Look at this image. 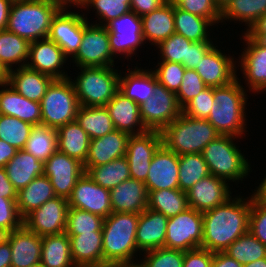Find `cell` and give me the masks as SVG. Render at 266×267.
<instances>
[{"label": "cell", "mask_w": 266, "mask_h": 267, "mask_svg": "<svg viewBox=\"0 0 266 267\" xmlns=\"http://www.w3.org/2000/svg\"><path fill=\"white\" fill-rule=\"evenodd\" d=\"M248 199L229 198L225 203L202 213L203 239L200 248L213 253L223 252L249 231L251 198Z\"/></svg>", "instance_id": "cell-1"}, {"label": "cell", "mask_w": 266, "mask_h": 267, "mask_svg": "<svg viewBox=\"0 0 266 267\" xmlns=\"http://www.w3.org/2000/svg\"><path fill=\"white\" fill-rule=\"evenodd\" d=\"M138 213L112 212L102 227L103 267L134 264Z\"/></svg>", "instance_id": "cell-2"}, {"label": "cell", "mask_w": 266, "mask_h": 267, "mask_svg": "<svg viewBox=\"0 0 266 267\" xmlns=\"http://www.w3.org/2000/svg\"><path fill=\"white\" fill-rule=\"evenodd\" d=\"M237 79L225 86L214 87V101L207 120L220 135L238 137L245 131L248 98Z\"/></svg>", "instance_id": "cell-3"}, {"label": "cell", "mask_w": 266, "mask_h": 267, "mask_svg": "<svg viewBox=\"0 0 266 267\" xmlns=\"http://www.w3.org/2000/svg\"><path fill=\"white\" fill-rule=\"evenodd\" d=\"M61 8L48 0H22L12 3L7 28L29 43L48 37L53 17Z\"/></svg>", "instance_id": "cell-4"}, {"label": "cell", "mask_w": 266, "mask_h": 267, "mask_svg": "<svg viewBox=\"0 0 266 267\" xmlns=\"http://www.w3.org/2000/svg\"><path fill=\"white\" fill-rule=\"evenodd\" d=\"M162 144L177 155L202 153L206 145L220 133L206 119L181 113L162 131Z\"/></svg>", "instance_id": "cell-5"}, {"label": "cell", "mask_w": 266, "mask_h": 267, "mask_svg": "<svg viewBox=\"0 0 266 267\" xmlns=\"http://www.w3.org/2000/svg\"><path fill=\"white\" fill-rule=\"evenodd\" d=\"M111 67H80L71 81L80 106H105L119 91V73Z\"/></svg>", "instance_id": "cell-6"}, {"label": "cell", "mask_w": 266, "mask_h": 267, "mask_svg": "<svg viewBox=\"0 0 266 267\" xmlns=\"http://www.w3.org/2000/svg\"><path fill=\"white\" fill-rule=\"evenodd\" d=\"M235 136L220 135L209 142L202 155L209 173L223 180H243L251 170L248 160L234 144Z\"/></svg>", "instance_id": "cell-7"}, {"label": "cell", "mask_w": 266, "mask_h": 267, "mask_svg": "<svg viewBox=\"0 0 266 267\" xmlns=\"http://www.w3.org/2000/svg\"><path fill=\"white\" fill-rule=\"evenodd\" d=\"M79 106L70 77L54 79L40 101L41 124L58 129L75 121Z\"/></svg>", "instance_id": "cell-8"}, {"label": "cell", "mask_w": 266, "mask_h": 267, "mask_svg": "<svg viewBox=\"0 0 266 267\" xmlns=\"http://www.w3.org/2000/svg\"><path fill=\"white\" fill-rule=\"evenodd\" d=\"M203 239V214L188 207L170 217L167 222L164 248L181 251L201 247Z\"/></svg>", "instance_id": "cell-9"}, {"label": "cell", "mask_w": 266, "mask_h": 267, "mask_svg": "<svg viewBox=\"0 0 266 267\" xmlns=\"http://www.w3.org/2000/svg\"><path fill=\"white\" fill-rule=\"evenodd\" d=\"M113 56L107 28L87 23L82 42L73 56L77 67H111L114 66Z\"/></svg>", "instance_id": "cell-10"}, {"label": "cell", "mask_w": 266, "mask_h": 267, "mask_svg": "<svg viewBox=\"0 0 266 267\" xmlns=\"http://www.w3.org/2000/svg\"><path fill=\"white\" fill-rule=\"evenodd\" d=\"M182 113L176 93L157 83L154 94L140 105V116L148 130L162 131Z\"/></svg>", "instance_id": "cell-11"}, {"label": "cell", "mask_w": 266, "mask_h": 267, "mask_svg": "<svg viewBox=\"0 0 266 267\" xmlns=\"http://www.w3.org/2000/svg\"><path fill=\"white\" fill-rule=\"evenodd\" d=\"M161 145V131L148 130L142 134L129 136L125 157L132 179L145 183L152 157Z\"/></svg>", "instance_id": "cell-12"}, {"label": "cell", "mask_w": 266, "mask_h": 267, "mask_svg": "<svg viewBox=\"0 0 266 267\" xmlns=\"http://www.w3.org/2000/svg\"><path fill=\"white\" fill-rule=\"evenodd\" d=\"M68 209V200L56 196L29 213L23 225L39 236L61 234L66 229Z\"/></svg>", "instance_id": "cell-13"}, {"label": "cell", "mask_w": 266, "mask_h": 267, "mask_svg": "<svg viewBox=\"0 0 266 267\" xmlns=\"http://www.w3.org/2000/svg\"><path fill=\"white\" fill-rule=\"evenodd\" d=\"M84 173L83 163L58 150L44 162L43 175L49 178L56 196L67 200Z\"/></svg>", "instance_id": "cell-14"}, {"label": "cell", "mask_w": 266, "mask_h": 267, "mask_svg": "<svg viewBox=\"0 0 266 267\" xmlns=\"http://www.w3.org/2000/svg\"><path fill=\"white\" fill-rule=\"evenodd\" d=\"M87 23L84 15L61 8L52 19L47 38L54 41L67 57H73L82 42Z\"/></svg>", "instance_id": "cell-15"}, {"label": "cell", "mask_w": 266, "mask_h": 267, "mask_svg": "<svg viewBox=\"0 0 266 267\" xmlns=\"http://www.w3.org/2000/svg\"><path fill=\"white\" fill-rule=\"evenodd\" d=\"M109 33V43L113 55L120 53L131 57L138 46L144 43L142 19L130 11L105 25Z\"/></svg>", "instance_id": "cell-16"}, {"label": "cell", "mask_w": 266, "mask_h": 267, "mask_svg": "<svg viewBox=\"0 0 266 267\" xmlns=\"http://www.w3.org/2000/svg\"><path fill=\"white\" fill-rule=\"evenodd\" d=\"M68 205L103 218H107L113 212L110 190L95 183L86 173L77 180L68 198Z\"/></svg>", "instance_id": "cell-17"}, {"label": "cell", "mask_w": 266, "mask_h": 267, "mask_svg": "<svg viewBox=\"0 0 266 267\" xmlns=\"http://www.w3.org/2000/svg\"><path fill=\"white\" fill-rule=\"evenodd\" d=\"M179 155L163 144L154 153L145 185L148 193L161 189L179 188Z\"/></svg>", "instance_id": "cell-18"}, {"label": "cell", "mask_w": 266, "mask_h": 267, "mask_svg": "<svg viewBox=\"0 0 266 267\" xmlns=\"http://www.w3.org/2000/svg\"><path fill=\"white\" fill-rule=\"evenodd\" d=\"M67 58L63 50L54 41L45 38L29 44L28 60L31 62L28 61L26 66L53 79H65L69 76L60 69L63 68Z\"/></svg>", "instance_id": "cell-19"}, {"label": "cell", "mask_w": 266, "mask_h": 267, "mask_svg": "<svg viewBox=\"0 0 266 267\" xmlns=\"http://www.w3.org/2000/svg\"><path fill=\"white\" fill-rule=\"evenodd\" d=\"M227 181L212 174L196 182L188 191V206L204 213L209 211L231 198Z\"/></svg>", "instance_id": "cell-20"}, {"label": "cell", "mask_w": 266, "mask_h": 267, "mask_svg": "<svg viewBox=\"0 0 266 267\" xmlns=\"http://www.w3.org/2000/svg\"><path fill=\"white\" fill-rule=\"evenodd\" d=\"M234 57L224 55L214 46L195 68L207 87H220L230 84L236 76Z\"/></svg>", "instance_id": "cell-21"}, {"label": "cell", "mask_w": 266, "mask_h": 267, "mask_svg": "<svg viewBox=\"0 0 266 267\" xmlns=\"http://www.w3.org/2000/svg\"><path fill=\"white\" fill-rule=\"evenodd\" d=\"M3 236L10 243L11 267H30L41 262L42 236L24 225Z\"/></svg>", "instance_id": "cell-22"}, {"label": "cell", "mask_w": 266, "mask_h": 267, "mask_svg": "<svg viewBox=\"0 0 266 267\" xmlns=\"http://www.w3.org/2000/svg\"><path fill=\"white\" fill-rule=\"evenodd\" d=\"M105 107L109 112L115 130L129 135H138L148 131L140 116V105L127 98L120 91L115 94ZM137 126H139V129Z\"/></svg>", "instance_id": "cell-23"}, {"label": "cell", "mask_w": 266, "mask_h": 267, "mask_svg": "<svg viewBox=\"0 0 266 267\" xmlns=\"http://www.w3.org/2000/svg\"><path fill=\"white\" fill-rule=\"evenodd\" d=\"M129 134L114 130L102 137L90 140L84 170L91 166L109 163L125 156Z\"/></svg>", "instance_id": "cell-24"}, {"label": "cell", "mask_w": 266, "mask_h": 267, "mask_svg": "<svg viewBox=\"0 0 266 267\" xmlns=\"http://www.w3.org/2000/svg\"><path fill=\"white\" fill-rule=\"evenodd\" d=\"M168 219L162 213L146 208L139 214L136 245L147 252L164 247Z\"/></svg>", "instance_id": "cell-25"}, {"label": "cell", "mask_w": 266, "mask_h": 267, "mask_svg": "<svg viewBox=\"0 0 266 267\" xmlns=\"http://www.w3.org/2000/svg\"><path fill=\"white\" fill-rule=\"evenodd\" d=\"M148 191L145 183L128 179L110 190L113 212L140 214L148 208Z\"/></svg>", "instance_id": "cell-26"}, {"label": "cell", "mask_w": 266, "mask_h": 267, "mask_svg": "<svg viewBox=\"0 0 266 267\" xmlns=\"http://www.w3.org/2000/svg\"><path fill=\"white\" fill-rule=\"evenodd\" d=\"M243 39L248 46L241 54V71L248 81L249 91L262 92L266 90V47L259 45L245 33Z\"/></svg>", "instance_id": "cell-27"}, {"label": "cell", "mask_w": 266, "mask_h": 267, "mask_svg": "<svg viewBox=\"0 0 266 267\" xmlns=\"http://www.w3.org/2000/svg\"><path fill=\"white\" fill-rule=\"evenodd\" d=\"M54 79L27 66L7 72V86L13 88L28 100L40 103L47 88Z\"/></svg>", "instance_id": "cell-28"}, {"label": "cell", "mask_w": 266, "mask_h": 267, "mask_svg": "<svg viewBox=\"0 0 266 267\" xmlns=\"http://www.w3.org/2000/svg\"><path fill=\"white\" fill-rule=\"evenodd\" d=\"M68 236L76 267H103L102 231Z\"/></svg>", "instance_id": "cell-29"}, {"label": "cell", "mask_w": 266, "mask_h": 267, "mask_svg": "<svg viewBox=\"0 0 266 267\" xmlns=\"http://www.w3.org/2000/svg\"><path fill=\"white\" fill-rule=\"evenodd\" d=\"M142 19L143 39L158 45L175 33L174 5L165 2L159 8L145 14Z\"/></svg>", "instance_id": "cell-30"}, {"label": "cell", "mask_w": 266, "mask_h": 267, "mask_svg": "<svg viewBox=\"0 0 266 267\" xmlns=\"http://www.w3.org/2000/svg\"><path fill=\"white\" fill-rule=\"evenodd\" d=\"M0 90V114L14 116L34 125H41L40 103L28 100L13 88L3 85Z\"/></svg>", "instance_id": "cell-31"}, {"label": "cell", "mask_w": 266, "mask_h": 267, "mask_svg": "<svg viewBox=\"0 0 266 267\" xmlns=\"http://www.w3.org/2000/svg\"><path fill=\"white\" fill-rule=\"evenodd\" d=\"M4 168L8 179L18 192L36 177L43 175L44 162L22 149L17 151Z\"/></svg>", "instance_id": "cell-32"}, {"label": "cell", "mask_w": 266, "mask_h": 267, "mask_svg": "<svg viewBox=\"0 0 266 267\" xmlns=\"http://www.w3.org/2000/svg\"><path fill=\"white\" fill-rule=\"evenodd\" d=\"M54 197L56 194L49 178L45 175L36 177L17 192L16 203L19 215L24 219L29 213Z\"/></svg>", "instance_id": "cell-33"}, {"label": "cell", "mask_w": 266, "mask_h": 267, "mask_svg": "<svg viewBox=\"0 0 266 267\" xmlns=\"http://www.w3.org/2000/svg\"><path fill=\"white\" fill-rule=\"evenodd\" d=\"M128 71L125 77L119 75V91L141 105L153 96L154 87L158 81L153 71L141 70L138 67H135L133 71L130 69Z\"/></svg>", "instance_id": "cell-34"}, {"label": "cell", "mask_w": 266, "mask_h": 267, "mask_svg": "<svg viewBox=\"0 0 266 267\" xmlns=\"http://www.w3.org/2000/svg\"><path fill=\"white\" fill-rule=\"evenodd\" d=\"M90 138L77 121L69 122L57 129L58 151L85 163Z\"/></svg>", "instance_id": "cell-35"}, {"label": "cell", "mask_w": 266, "mask_h": 267, "mask_svg": "<svg viewBox=\"0 0 266 267\" xmlns=\"http://www.w3.org/2000/svg\"><path fill=\"white\" fill-rule=\"evenodd\" d=\"M41 263L46 267H76L71 258L69 236L65 232L42 236Z\"/></svg>", "instance_id": "cell-36"}, {"label": "cell", "mask_w": 266, "mask_h": 267, "mask_svg": "<svg viewBox=\"0 0 266 267\" xmlns=\"http://www.w3.org/2000/svg\"><path fill=\"white\" fill-rule=\"evenodd\" d=\"M75 120L88 134L90 140L102 137L115 130L105 106H79Z\"/></svg>", "instance_id": "cell-37"}, {"label": "cell", "mask_w": 266, "mask_h": 267, "mask_svg": "<svg viewBox=\"0 0 266 267\" xmlns=\"http://www.w3.org/2000/svg\"><path fill=\"white\" fill-rule=\"evenodd\" d=\"M29 44L26 39L15 33L8 30L0 31V66L6 73L12 69L13 64L19 63V67L27 65Z\"/></svg>", "instance_id": "cell-38"}, {"label": "cell", "mask_w": 266, "mask_h": 267, "mask_svg": "<svg viewBox=\"0 0 266 267\" xmlns=\"http://www.w3.org/2000/svg\"><path fill=\"white\" fill-rule=\"evenodd\" d=\"M85 173L95 183L108 190L131 178L128 161L125 156L103 165L88 167Z\"/></svg>", "instance_id": "cell-39"}, {"label": "cell", "mask_w": 266, "mask_h": 267, "mask_svg": "<svg viewBox=\"0 0 266 267\" xmlns=\"http://www.w3.org/2000/svg\"><path fill=\"white\" fill-rule=\"evenodd\" d=\"M188 207L187 194L179 188L150 191L148 194V208L167 218L176 216Z\"/></svg>", "instance_id": "cell-40"}, {"label": "cell", "mask_w": 266, "mask_h": 267, "mask_svg": "<svg viewBox=\"0 0 266 267\" xmlns=\"http://www.w3.org/2000/svg\"><path fill=\"white\" fill-rule=\"evenodd\" d=\"M175 33L192 42L212 41L208 29L213 24L206 18L193 15L174 5Z\"/></svg>", "instance_id": "cell-41"}, {"label": "cell", "mask_w": 266, "mask_h": 267, "mask_svg": "<svg viewBox=\"0 0 266 267\" xmlns=\"http://www.w3.org/2000/svg\"><path fill=\"white\" fill-rule=\"evenodd\" d=\"M23 149L45 162L58 150L57 129L42 124L34 125Z\"/></svg>", "instance_id": "cell-42"}, {"label": "cell", "mask_w": 266, "mask_h": 267, "mask_svg": "<svg viewBox=\"0 0 266 267\" xmlns=\"http://www.w3.org/2000/svg\"><path fill=\"white\" fill-rule=\"evenodd\" d=\"M266 14V0H231L221 11V20H237L252 26Z\"/></svg>", "instance_id": "cell-43"}, {"label": "cell", "mask_w": 266, "mask_h": 267, "mask_svg": "<svg viewBox=\"0 0 266 267\" xmlns=\"http://www.w3.org/2000/svg\"><path fill=\"white\" fill-rule=\"evenodd\" d=\"M179 189L186 192L210 173L202 153L179 155Z\"/></svg>", "instance_id": "cell-44"}, {"label": "cell", "mask_w": 266, "mask_h": 267, "mask_svg": "<svg viewBox=\"0 0 266 267\" xmlns=\"http://www.w3.org/2000/svg\"><path fill=\"white\" fill-rule=\"evenodd\" d=\"M223 252L244 265L265 258L266 246L248 231Z\"/></svg>", "instance_id": "cell-45"}, {"label": "cell", "mask_w": 266, "mask_h": 267, "mask_svg": "<svg viewBox=\"0 0 266 267\" xmlns=\"http://www.w3.org/2000/svg\"><path fill=\"white\" fill-rule=\"evenodd\" d=\"M33 125L14 116L0 114V139L17 150H22L30 136Z\"/></svg>", "instance_id": "cell-46"}, {"label": "cell", "mask_w": 266, "mask_h": 267, "mask_svg": "<svg viewBox=\"0 0 266 267\" xmlns=\"http://www.w3.org/2000/svg\"><path fill=\"white\" fill-rule=\"evenodd\" d=\"M104 218L82 209L69 207L65 233L67 235H79L102 231Z\"/></svg>", "instance_id": "cell-47"}, {"label": "cell", "mask_w": 266, "mask_h": 267, "mask_svg": "<svg viewBox=\"0 0 266 267\" xmlns=\"http://www.w3.org/2000/svg\"><path fill=\"white\" fill-rule=\"evenodd\" d=\"M191 43L192 41L182 35L173 33L157 45L160 48L161 60L180 63L187 69V54Z\"/></svg>", "instance_id": "cell-48"}, {"label": "cell", "mask_w": 266, "mask_h": 267, "mask_svg": "<svg viewBox=\"0 0 266 267\" xmlns=\"http://www.w3.org/2000/svg\"><path fill=\"white\" fill-rule=\"evenodd\" d=\"M131 0H84L82 7L93 6L99 15V19L104 21L97 23L96 25L105 26L113 19H117L120 16L127 14L130 9ZM106 22V23H105Z\"/></svg>", "instance_id": "cell-49"}, {"label": "cell", "mask_w": 266, "mask_h": 267, "mask_svg": "<svg viewBox=\"0 0 266 267\" xmlns=\"http://www.w3.org/2000/svg\"><path fill=\"white\" fill-rule=\"evenodd\" d=\"M184 252L164 247L144 252L146 254L141 265L143 267H183Z\"/></svg>", "instance_id": "cell-50"}, {"label": "cell", "mask_w": 266, "mask_h": 267, "mask_svg": "<svg viewBox=\"0 0 266 267\" xmlns=\"http://www.w3.org/2000/svg\"><path fill=\"white\" fill-rule=\"evenodd\" d=\"M159 68L154 70V74L159 84L167 90L177 93L185 73V67L180 63L162 61L158 63Z\"/></svg>", "instance_id": "cell-51"}, {"label": "cell", "mask_w": 266, "mask_h": 267, "mask_svg": "<svg viewBox=\"0 0 266 267\" xmlns=\"http://www.w3.org/2000/svg\"><path fill=\"white\" fill-rule=\"evenodd\" d=\"M207 86L195 70L185 69L181 86L176 93L178 104L183 108Z\"/></svg>", "instance_id": "cell-52"}, {"label": "cell", "mask_w": 266, "mask_h": 267, "mask_svg": "<svg viewBox=\"0 0 266 267\" xmlns=\"http://www.w3.org/2000/svg\"><path fill=\"white\" fill-rule=\"evenodd\" d=\"M180 9L208 19L213 25L221 21V10L214 0H180Z\"/></svg>", "instance_id": "cell-53"}, {"label": "cell", "mask_w": 266, "mask_h": 267, "mask_svg": "<svg viewBox=\"0 0 266 267\" xmlns=\"http://www.w3.org/2000/svg\"><path fill=\"white\" fill-rule=\"evenodd\" d=\"M17 198L0 197V235H5L23 225L17 210Z\"/></svg>", "instance_id": "cell-54"}, {"label": "cell", "mask_w": 266, "mask_h": 267, "mask_svg": "<svg viewBox=\"0 0 266 267\" xmlns=\"http://www.w3.org/2000/svg\"><path fill=\"white\" fill-rule=\"evenodd\" d=\"M214 101V87H206L182 108V113L188 117L206 119L210 115Z\"/></svg>", "instance_id": "cell-55"}, {"label": "cell", "mask_w": 266, "mask_h": 267, "mask_svg": "<svg viewBox=\"0 0 266 267\" xmlns=\"http://www.w3.org/2000/svg\"><path fill=\"white\" fill-rule=\"evenodd\" d=\"M249 231L266 246V203L251 196Z\"/></svg>", "instance_id": "cell-56"}, {"label": "cell", "mask_w": 266, "mask_h": 267, "mask_svg": "<svg viewBox=\"0 0 266 267\" xmlns=\"http://www.w3.org/2000/svg\"><path fill=\"white\" fill-rule=\"evenodd\" d=\"M213 252L197 248L184 252L183 267H212Z\"/></svg>", "instance_id": "cell-57"}, {"label": "cell", "mask_w": 266, "mask_h": 267, "mask_svg": "<svg viewBox=\"0 0 266 267\" xmlns=\"http://www.w3.org/2000/svg\"><path fill=\"white\" fill-rule=\"evenodd\" d=\"M214 47L212 41L192 42L188 48L187 69L195 70L200 60Z\"/></svg>", "instance_id": "cell-58"}, {"label": "cell", "mask_w": 266, "mask_h": 267, "mask_svg": "<svg viewBox=\"0 0 266 267\" xmlns=\"http://www.w3.org/2000/svg\"><path fill=\"white\" fill-rule=\"evenodd\" d=\"M165 3V0H131L130 9L140 17L152 12Z\"/></svg>", "instance_id": "cell-59"}, {"label": "cell", "mask_w": 266, "mask_h": 267, "mask_svg": "<svg viewBox=\"0 0 266 267\" xmlns=\"http://www.w3.org/2000/svg\"><path fill=\"white\" fill-rule=\"evenodd\" d=\"M0 197L17 198V190L8 179L4 167H0Z\"/></svg>", "instance_id": "cell-60"}, {"label": "cell", "mask_w": 266, "mask_h": 267, "mask_svg": "<svg viewBox=\"0 0 266 267\" xmlns=\"http://www.w3.org/2000/svg\"><path fill=\"white\" fill-rule=\"evenodd\" d=\"M238 261L234 260L224 252H214L212 257V267H242Z\"/></svg>", "instance_id": "cell-61"}, {"label": "cell", "mask_w": 266, "mask_h": 267, "mask_svg": "<svg viewBox=\"0 0 266 267\" xmlns=\"http://www.w3.org/2000/svg\"><path fill=\"white\" fill-rule=\"evenodd\" d=\"M11 247L9 241L3 236H0V267H11Z\"/></svg>", "instance_id": "cell-62"}, {"label": "cell", "mask_w": 266, "mask_h": 267, "mask_svg": "<svg viewBox=\"0 0 266 267\" xmlns=\"http://www.w3.org/2000/svg\"><path fill=\"white\" fill-rule=\"evenodd\" d=\"M17 151L15 147L0 139V167H4Z\"/></svg>", "instance_id": "cell-63"}, {"label": "cell", "mask_w": 266, "mask_h": 267, "mask_svg": "<svg viewBox=\"0 0 266 267\" xmlns=\"http://www.w3.org/2000/svg\"><path fill=\"white\" fill-rule=\"evenodd\" d=\"M12 3L11 0H0V31L6 30L7 28Z\"/></svg>", "instance_id": "cell-64"}, {"label": "cell", "mask_w": 266, "mask_h": 267, "mask_svg": "<svg viewBox=\"0 0 266 267\" xmlns=\"http://www.w3.org/2000/svg\"><path fill=\"white\" fill-rule=\"evenodd\" d=\"M246 35H264L266 34V14L260 17L250 28L245 32Z\"/></svg>", "instance_id": "cell-65"}, {"label": "cell", "mask_w": 266, "mask_h": 267, "mask_svg": "<svg viewBox=\"0 0 266 267\" xmlns=\"http://www.w3.org/2000/svg\"><path fill=\"white\" fill-rule=\"evenodd\" d=\"M256 191L257 192L252 194V196L256 200H258L262 203H266V177L263 179V182H261V184H259V187Z\"/></svg>", "instance_id": "cell-66"}, {"label": "cell", "mask_w": 266, "mask_h": 267, "mask_svg": "<svg viewBox=\"0 0 266 267\" xmlns=\"http://www.w3.org/2000/svg\"><path fill=\"white\" fill-rule=\"evenodd\" d=\"M48 1L58 5L60 8H65V9H68V8H66V6L69 7V6H71L70 4H72V3L74 4V6L75 5L78 7L80 6V8H81L83 5V2H84V0H48Z\"/></svg>", "instance_id": "cell-67"}, {"label": "cell", "mask_w": 266, "mask_h": 267, "mask_svg": "<svg viewBox=\"0 0 266 267\" xmlns=\"http://www.w3.org/2000/svg\"><path fill=\"white\" fill-rule=\"evenodd\" d=\"M242 267H266V257L254 262L244 264Z\"/></svg>", "instance_id": "cell-68"}, {"label": "cell", "mask_w": 266, "mask_h": 267, "mask_svg": "<svg viewBox=\"0 0 266 267\" xmlns=\"http://www.w3.org/2000/svg\"><path fill=\"white\" fill-rule=\"evenodd\" d=\"M249 38L254 39L259 45L266 47V34L264 35H247Z\"/></svg>", "instance_id": "cell-69"}, {"label": "cell", "mask_w": 266, "mask_h": 267, "mask_svg": "<svg viewBox=\"0 0 266 267\" xmlns=\"http://www.w3.org/2000/svg\"><path fill=\"white\" fill-rule=\"evenodd\" d=\"M231 0H214L215 4L222 11Z\"/></svg>", "instance_id": "cell-70"}, {"label": "cell", "mask_w": 266, "mask_h": 267, "mask_svg": "<svg viewBox=\"0 0 266 267\" xmlns=\"http://www.w3.org/2000/svg\"><path fill=\"white\" fill-rule=\"evenodd\" d=\"M6 77L7 73L5 70L0 66V86L3 87V85L6 83Z\"/></svg>", "instance_id": "cell-71"}, {"label": "cell", "mask_w": 266, "mask_h": 267, "mask_svg": "<svg viewBox=\"0 0 266 267\" xmlns=\"http://www.w3.org/2000/svg\"><path fill=\"white\" fill-rule=\"evenodd\" d=\"M121 267H143L139 262L138 264H127V265H121Z\"/></svg>", "instance_id": "cell-72"}, {"label": "cell", "mask_w": 266, "mask_h": 267, "mask_svg": "<svg viewBox=\"0 0 266 267\" xmlns=\"http://www.w3.org/2000/svg\"><path fill=\"white\" fill-rule=\"evenodd\" d=\"M180 0H165V2L172 4V5H176Z\"/></svg>", "instance_id": "cell-73"}, {"label": "cell", "mask_w": 266, "mask_h": 267, "mask_svg": "<svg viewBox=\"0 0 266 267\" xmlns=\"http://www.w3.org/2000/svg\"><path fill=\"white\" fill-rule=\"evenodd\" d=\"M30 267H46L45 265H43L41 262L40 263H37V264H34Z\"/></svg>", "instance_id": "cell-74"}, {"label": "cell", "mask_w": 266, "mask_h": 267, "mask_svg": "<svg viewBox=\"0 0 266 267\" xmlns=\"http://www.w3.org/2000/svg\"><path fill=\"white\" fill-rule=\"evenodd\" d=\"M105 267H121V265L120 266H105Z\"/></svg>", "instance_id": "cell-75"}]
</instances>
